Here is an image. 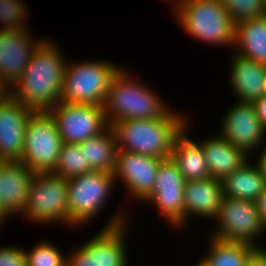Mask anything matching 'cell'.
<instances>
[{
  "label": "cell",
  "instance_id": "44dd1931",
  "mask_svg": "<svg viewBox=\"0 0 266 266\" xmlns=\"http://www.w3.org/2000/svg\"><path fill=\"white\" fill-rule=\"evenodd\" d=\"M187 121L184 131L175 139L171 159L177 165L185 181L202 180L210 177L202 146L187 135L190 129ZM187 129V130H186Z\"/></svg>",
  "mask_w": 266,
  "mask_h": 266
},
{
  "label": "cell",
  "instance_id": "7402d4cb",
  "mask_svg": "<svg viewBox=\"0 0 266 266\" xmlns=\"http://www.w3.org/2000/svg\"><path fill=\"white\" fill-rule=\"evenodd\" d=\"M234 54L266 65V17L235 25Z\"/></svg>",
  "mask_w": 266,
  "mask_h": 266
},
{
  "label": "cell",
  "instance_id": "8d00e7d4",
  "mask_svg": "<svg viewBox=\"0 0 266 266\" xmlns=\"http://www.w3.org/2000/svg\"><path fill=\"white\" fill-rule=\"evenodd\" d=\"M166 1L173 3V7H175L180 0H166Z\"/></svg>",
  "mask_w": 266,
  "mask_h": 266
},
{
  "label": "cell",
  "instance_id": "9a60e30c",
  "mask_svg": "<svg viewBox=\"0 0 266 266\" xmlns=\"http://www.w3.org/2000/svg\"><path fill=\"white\" fill-rule=\"evenodd\" d=\"M164 159L117 151L114 180L126 185L131 200L144 202L152 193L160 163Z\"/></svg>",
  "mask_w": 266,
  "mask_h": 266
},
{
  "label": "cell",
  "instance_id": "74e56055",
  "mask_svg": "<svg viewBox=\"0 0 266 266\" xmlns=\"http://www.w3.org/2000/svg\"><path fill=\"white\" fill-rule=\"evenodd\" d=\"M0 176H1V162H0ZM0 193H1V178H0ZM0 220H1V207H0Z\"/></svg>",
  "mask_w": 266,
  "mask_h": 266
},
{
  "label": "cell",
  "instance_id": "30bf717a",
  "mask_svg": "<svg viewBox=\"0 0 266 266\" xmlns=\"http://www.w3.org/2000/svg\"><path fill=\"white\" fill-rule=\"evenodd\" d=\"M214 220L217 227L215 226L208 236L261 247L256 239L266 230L261 222L256 202L224 197Z\"/></svg>",
  "mask_w": 266,
  "mask_h": 266
},
{
  "label": "cell",
  "instance_id": "d6986e66",
  "mask_svg": "<svg viewBox=\"0 0 266 266\" xmlns=\"http://www.w3.org/2000/svg\"><path fill=\"white\" fill-rule=\"evenodd\" d=\"M232 58L229 81L235 101L253 103L264 95L266 65L234 53Z\"/></svg>",
  "mask_w": 266,
  "mask_h": 266
},
{
  "label": "cell",
  "instance_id": "5b68a950",
  "mask_svg": "<svg viewBox=\"0 0 266 266\" xmlns=\"http://www.w3.org/2000/svg\"><path fill=\"white\" fill-rule=\"evenodd\" d=\"M68 61L64 70L61 101L102 106L110 82L122 66L110 60Z\"/></svg>",
  "mask_w": 266,
  "mask_h": 266
},
{
  "label": "cell",
  "instance_id": "d590c367",
  "mask_svg": "<svg viewBox=\"0 0 266 266\" xmlns=\"http://www.w3.org/2000/svg\"><path fill=\"white\" fill-rule=\"evenodd\" d=\"M195 266H207V265L205 264V262H204L202 259H200V260L196 263Z\"/></svg>",
  "mask_w": 266,
  "mask_h": 266
},
{
  "label": "cell",
  "instance_id": "3957f363",
  "mask_svg": "<svg viewBox=\"0 0 266 266\" xmlns=\"http://www.w3.org/2000/svg\"><path fill=\"white\" fill-rule=\"evenodd\" d=\"M127 68L121 67L110 82L102 104L108 126L120 120L159 119L171 108L161 96L144 83L137 82Z\"/></svg>",
  "mask_w": 266,
  "mask_h": 266
},
{
  "label": "cell",
  "instance_id": "83f0119b",
  "mask_svg": "<svg viewBox=\"0 0 266 266\" xmlns=\"http://www.w3.org/2000/svg\"><path fill=\"white\" fill-rule=\"evenodd\" d=\"M27 16H29V9L23 1L0 0V23L2 25L0 29L27 30L29 29L26 25L29 18Z\"/></svg>",
  "mask_w": 266,
  "mask_h": 266
},
{
  "label": "cell",
  "instance_id": "ab89813d",
  "mask_svg": "<svg viewBox=\"0 0 266 266\" xmlns=\"http://www.w3.org/2000/svg\"><path fill=\"white\" fill-rule=\"evenodd\" d=\"M264 95L266 96V74H265V81H264Z\"/></svg>",
  "mask_w": 266,
  "mask_h": 266
},
{
  "label": "cell",
  "instance_id": "277c9868",
  "mask_svg": "<svg viewBox=\"0 0 266 266\" xmlns=\"http://www.w3.org/2000/svg\"><path fill=\"white\" fill-rule=\"evenodd\" d=\"M173 10L179 25L190 36L205 44L233 48L235 24L222 0H180Z\"/></svg>",
  "mask_w": 266,
  "mask_h": 266
},
{
  "label": "cell",
  "instance_id": "8fae6325",
  "mask_svg": "<svg viewBox=\"0 0 266 266\" xmlns=\"http://www.w3.org/2000/svg\"><path fill=\"white\" fill-rule=\"evenodd\" d=\"M47 112L66 144H80L108 127L103 108L98 105L60 101Z\"/></svg>",
  "mask_w": 266,
  "mask_h": 266
},
{
  "label": "cell",
  "instance_id": "f1b7e54d",
  "mask_svg": "<svg viewBox=\"0 0 266 266\" xmlns=\"http://www.w3.org/2000/svg\"><path fill=\"white\" fill-rule=\"evenodd\" d=\"M234 24L263 16L264 0H222Z\"/></svg>",
  "mask_w": 266,
  "mask_h": 266
},
{
  "label": "cell",
  "instance_id": "60d3db41",
  "mask_svg": "<svg viewBox=\"0 0 266 266\" xmlns=\"http://www.w3.org/2000/svg\"><path fill=\"white\" fill-rule=\"evenodd\" d=\"M4 223H3V221L2 220H0V227H1V225H3Z\"/></svg>",
  "mask_w": 266,
  "mask_h": 266
},
{
  "label": "cell",
  "instance_id": "4fadbf2b",
  "mask_svg": "<svg viewBox=\"0 0 266 266\" xmlns=\"http://www.w3.org/2000/svg\"><path fill=\"white\" fill-rule=\"evenodd\" d=\"M220 135L237 148L252 157V152L261 149L266 140V130L262 126L253 103L235 102L221 118Z\"/></svg>",
  "mask_w": 266,
  "mask_h": 266
},
{
  "label": "cell",
  "instance_id": "8992f818",
  "mask_svg": "<svg viewBox=\"0 0 266 266\" xmlns=\"http://www.w3.org/2000/svg\"><path fill=\"white\" fill-rule=\"evenodd\" d=\"M120 211L94 237L68 253L66 266H129L125 242L127 213Z\"/></svg>",
  "mask_w": 266,
  "mask_h": 266
},
{
  "label": "cell",
  "instance_id": "6da1fadb",
  "mask_svg": "<svg viewBox=\"0 0 266 266\" xmlns=\"http://www.w3.org/2000/svg\"><path fill=\"white\" fill-rule=\"evenodd\" d=\"M49 40L45 38L9 90L14 99L35 112L48 111L61 101L67 59L63 58L58 45Z\"/></svg>",
  "mask_w": 266,
  "mask_h": 266
},
{
  "label": "cell",
  "instance_id": "484cf974",
  "mask_svg": "<svg viewBox=\"0 0 266 266\" xmlns=\"http://www.w3.org/2000/svg\"><path fill=\"white\" fill-rule=\"evenodd\" d=\"M92 171L88 163H84V151L80 144L63 143L56 167L51 173L69 179Z\"/></svg>",
  "mask_w": 266,
  "mask_h": 266
},
{
  "label": "cell",
  "instance_id": "d4e9b609",
  "mask_svg": "<svg viewBox=\"0 0 266 266\" xmlns=\"http://www.w3.org/2000/svg\"><path fill=\"white\" fill-rule=\"evenodd\" d=\"M209 237L210 251L202 258L207 266H245L247 258L256 248L244 242L224 241Z\"/></svg>",
  "mask_w": 266,
  "mask_h": 266
},
{
  "label": "cell",
  "instance_id": "e0dca14e",
  "mask_svg": "<svg viewBox=\"0 0 266 266\" xmlns=\"http://www.w3.org/2000/svg\"><path fill=\"white\" fill-rule=\"evenodd\" d=\"M35 174L20 161H1L0 207L3 222L13 215L21 214Z\"/></svg>",
  "mask_w": 266,
  "mask_h": 266
},
{
  "label": "cell",
  "instance_id": "7c38bea8",
  "mask_svg": "<svg viewBox=\"0 0 266 266\" xmlns=\"http://www.w3.org/2000/svg\"><path fill=\"white\" fill-rule=\"evenodd\" d=\"M185 180L171 158L163 160L157 172L151 195L143 202L156 206L167 223L178 229L185 226ZM149 202V203H148ZM181 226V227H180Z\"/></svg>",
  "mask_w": 266,
  "mask_h": 266
},
{
  "label": "cell",
  "instance_id": "9c48e42d",
  "mask_svg": "<svg viewBox=\"0 0 266 266\" xmlns=\"http://www.w3.org/2000/svg\"><path fill=\"white\" fill-rule=\"evenodd\" d=\"M63 141L47 111L34 112L27 123L20 162L32 172L50 173L57 164Z\"/></svg>",
  "mask_w": 266,
  "mask_h": 266
},
{
  "label": "cell",
  "instance_id": "603a6c76",
  "mask_svg": "<svg viewBox=\"0 0 266 266\" xmlns=\"http://www.w3.org/2000/svg\"><path fill=\"white\" fill-rule=\"evenodd\" d=\"M224 197L256 202L266 187V180L250 159L222 180Z\"/></svg>",
  "mask_w": 266,
  "mask_h": 266
},
{
  "label": "cell",
  "instance_id": "cb8c5ba5",
  "mask_svg": "<svg viewBox=\"0 0 266 266\" xmlns=\"http://www.w3.org/2000/svg\"><path fill=\"white\" fill-rule=\"evenodd\" d=\"M80 146L84 151V163H88L93 171L114 172L118 147L111 126L80 143Z\"/></svg>",
  "mask_w": 266,
  "mask_h": 266
},
{
  "label": "cell",
  "instance_id": "d6a6232c",
  "mask_svg": "<svg viewBox=\"0 0 266 266\" xmlns=\"http://www.w3.org/2000/svg\"><path fill=\"white\" fill-rule=\"evenodd\" d=\"M256 205L261 222L266 230V187L264 188L263 192L256 200Z\"/></svg>",
  "mask_w": 266,
  "mask_h": 266
},
{
  "label": "cell",
  "instance_id": "52a82bcc",
  "mask_svg": "<svg viewBox=\"0 0 266 266\" xmlns=\"http://www.w3.org/2000/svg\"><path fill=\"white\" fill-rule=\"evenodd\" d=\"M20 215L42 223L67 224L69 219L67 179L53 173H36L31 181L26 206Z\"/></svg>",
  "mask_w": 266,
  "mask_h": 266
},
{
  "label": "cell",
  "instance_id": "1f68e13d",
  "mask_svg": "<svg viewBox=\"0 0 266 266\" xmlns=\"http://www.w3.org/2000/svg\"><path fill=\"white\" fill-rule=\"evenodd\" d=\"M255 109H256V114L266 130V96L263 95L261 98L255 100L253 102Z\"/></svg>",
  "mask_w": 266,
  "mask_h": 266
},
{
  "label": "cell",
  "instance_id": "ac0fdd59",
  "mask_svg": "<svg viewBox=\"0 0 266 266\" xmlns=\"http://www.w3.org/2000/svg\"><path fill=\"white\" fill-rule=\"evenodd\" d=\"M223 198L221 180L209 177L202 180L186 181L184 185L185 223L194 215L197 218L215 219Z\"/></svg>",
  "mask_w": 266,
  "mask_h": 266
},
{
  "label": "cell",
  "instance_id": "f546056e",
  "mask_svg": "<svg viewBox=\"0 0 266 266\" xmlns=\"http://www.w3.org/2000/svg\"><path fill=\"white\" fill-rule=\"evenodd\" d=\"M0 266H28L25 250L15 245L0 247Z\"/></svg>",
  "mask_w": 266,
  "mask_h": 266
},
{
  "label": "cell",
  "instance_id": "e575fe53",
  "mask_svg": "<svg viewBox=\"0 0 266 266\" xmlns=\"http://www.w3.org/2000/svg\"><path fill=\"white\" fill-rule=\"evenodd\" d=\"M8 93L9 90L0 81V100L3 99Z\"/></svg>",
  "mask_w": 266,
  "mask_h": 266
},
{
  "label": "cell",
  "instance_id": "5bb4252c",
  "mask_svg": "<svg viewBox=\"0 0 266 266\" xmlns=\"http://www.w3.org/2000/svg\"><path fill=\"white\" fill-rule=\"evenodd\" d=\"M30 34L29 29H0V81L8 90L20 79L33 54L45 41L33 40Z\"/></svg>",
  "mask_w": 266,
  "mask_h": 266
},
{
  "label": "cell",
  "instance_id": "f35d334b",
  "mask_svg": "<svg viewBox=\"0 0 266 266\" xmlns=\"http://www.w3.org/2000/svg\"><path fill=\"white\" fill-rule=\"evenodd\" d=\"M263 16L266 17V0H264V10H263Z\"/></svg>",
  "mask_w": 266,
  "mask_h": 266
},
{
  "label": "cell",
  "instance_id": "ffe728a7",
  "mask_svg": "<svg viewBox=\"0 0 266 266\" xmlns=\"http://www.w3.org/2000/svg\"><path fill=\"white\" fill-rule=\"evenodd\" d=\"M217 135L204 137L198 143L203 148L210 177L222 181L244 165L250 157L220 134Z\"/></svg>",
  "mask_w": 266,
  "mask_h": 266
},
{
  "label": "cell",
  "instance_id": "4dcf8cb0",
  "mask_svg": "<svg viewBox=\"0 0 266 266\" xmlns=\"http://www.w3.org/2000/svg\"><path fill=\"white\" fill-rule=\"evenodd\" d=\"M245 266H266V247H256L247 258Z\"/></svg>",
  "mask_w": 266,
  "mask_h": 266
},
{
  "label": "cell",
  "instance_id": "836d02e7",
  "mask_svg": "<svg viewBox=\"0 0 266 266\" xmlns=\"http://www.w3.org/2000/svg\"><path fill=\"white\" fill-rule=\"evenodd\" d=\"M263 144V149L259 150V157L256 158V166L258 167L259 171L261 172L262 176L266 180V145Z\"/></svg>",
  "mask_w": 266,
  "mask_h": 266
},
{
  "label": "cell",
  "instance_id": "ba28073f",
  "mask_svg": "<svg viewBox=\"0 0 266 266\" xmlns=\"http://www.w3.org/2000/svg\"><path fill=\"white\" fill-rule=\"evenodd\" d=\"M116 182L113 173L92 171L67 179L71 228L93 221L108 202Z\"/></svg>",
  "mask_w": 266,
  "mask_h": 266
},
{
  "label": "cell",
  "instance_id": "7a4b0ae2",
  "mask_svg": "<svg viewBox=\"0 0 266 266\" xmlns=\"http://www.w3.org/2000/svg\"><path fill=\"white\" fill-rule=\"evenodd\" d=\"M188 120L189 116L170 109L159 119L120 120L111 127L118 151L165 160L171 157L175 139L184 131Z\"/></svg>",
  "mask_w": 266,
  "mask_h": 266
},
{
  "label": "cell",
  "instance_id": "2e32d148",
  "mask_svg": "<svg viewBox=\"0 0 266 266\" xmlns=\"http://www.w3.org/2000/svg\"><path fill=\"white\" fill-rule=\"evenodd\" d=\"M35 111L9 93L0 100V159L20 161L24 152L25 129Z\"/></svg>",
  "mask_w": 266,
  "mask_h": 266
},
{
  "label": "cell",
  "instance_id": "4316f807",
  "mask_svg": "<svg viewBox=\"0 0 266 266\" xmlns=\"http://www.w3.org/2000/svg\"><path fill=\"white\" fill-rule=\"evenodd\" d=\"M48 241L33 245L32 250L26 251L28 266H66L67 255Z\"/></svg>",
  "mask_w": 266,
  "mask_h": 266
}]
</instances>
